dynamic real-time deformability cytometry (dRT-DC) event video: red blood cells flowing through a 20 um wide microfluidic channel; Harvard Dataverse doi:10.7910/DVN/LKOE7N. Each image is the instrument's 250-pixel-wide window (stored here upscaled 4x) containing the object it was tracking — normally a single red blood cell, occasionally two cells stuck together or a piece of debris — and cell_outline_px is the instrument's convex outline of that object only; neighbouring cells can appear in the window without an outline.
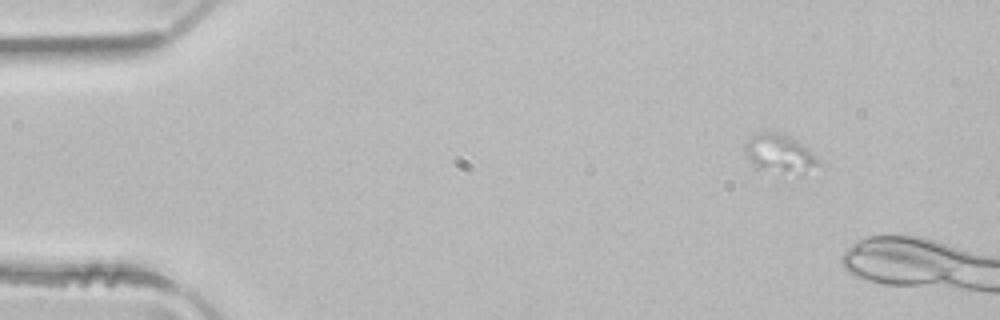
{"species": "common noctule bat (a hibernating species)", "species_latin": "Nyctalus noctula", "temperature_condition": "room temperature", "stored_images_in_passage": 2, "camera_frame_rate_fps": 3000, "um_per_image_px": 0.085, "animal": {"sex": "male", "body_mass_g": 21.5, "forearm_length_mm": 52.0}, "frame": {"image": 1, "passage_image": 1, "time_ms": 0.0, "image_size_px": [1000, 320], "cell_outline_px": [[820, 164], [804, 176], [800, 176], [756, 168], [752, 164], [744, 148], [744, 144], [748, 136], [768, 132], [776, 132], [788, 136], [796, 140], [808, 148], [820, 160]], "centroid_in_image_um": [66.31, 13.1], "position_along_channel_um": 18.7, "area_um2": 16.76}}